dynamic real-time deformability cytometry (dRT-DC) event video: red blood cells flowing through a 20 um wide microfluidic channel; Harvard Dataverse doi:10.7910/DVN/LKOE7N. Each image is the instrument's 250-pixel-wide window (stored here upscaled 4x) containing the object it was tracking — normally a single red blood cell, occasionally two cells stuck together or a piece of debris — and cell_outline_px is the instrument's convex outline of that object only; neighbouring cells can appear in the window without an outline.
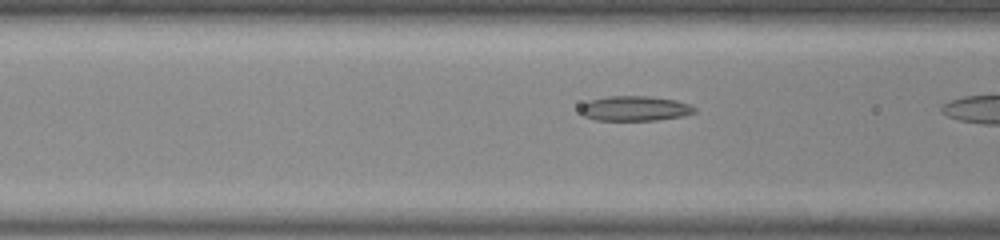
{"species": "common noctule bat (a hibernating species)", "species_latin": "Nyctalus noctula", "temperature_condition": "room temperature", "stored_images_in_passage": 10, "camera_frame_rate_fps": 3000, "um_per_image_px": 0.085, "animal": {"sex": "male", "body_mass_g": 20.0, "forearm_length_mm": 53.3}, "frame": {"image": 1, "passage_image": 9, "time_ms": 2.667, "image_size_px": [1000, 240], "cell_outline_px": [[696, 112], [684, 116], [656, 120], [596, 120], [584, 116], [580, 112], [580, 104], [588, 100], [608, 96], [648, 96], [676, 100], [688, 104], [696, 108]], "centroid_in_image_um": [53.93, 9.21], "position_along_channel_um": 112.7, "area_um2": 16.7}}